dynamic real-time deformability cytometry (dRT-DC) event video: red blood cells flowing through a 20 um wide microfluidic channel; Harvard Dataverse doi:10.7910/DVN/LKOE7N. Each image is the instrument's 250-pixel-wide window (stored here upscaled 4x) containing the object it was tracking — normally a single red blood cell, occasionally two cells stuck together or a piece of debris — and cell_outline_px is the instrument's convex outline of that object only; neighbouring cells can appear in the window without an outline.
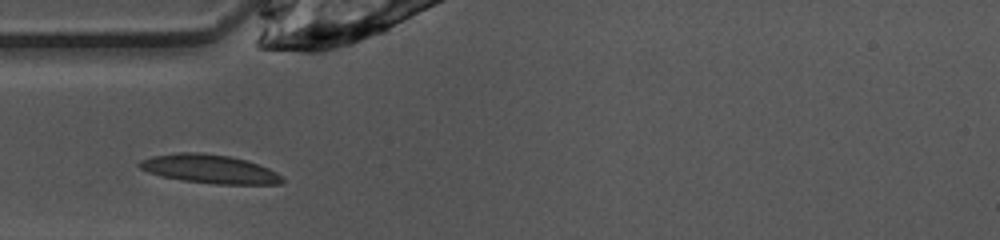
{"species": "common noctule bat (a hibernating species)", "species_latin": "Nyctalus noctula", "temperature_condition": "warm", "stored_images_in_passage": 22, "camera_frame_rate_fps": 3000, "um_per_image_px": 0.085, "animal": {"sex": "female", "body_mass_g": 10.0, "forearm_length_mm": 53.1}, "frame": {"image": 1, "passage_image": 1, "time_ms": 0.0, "image_size_px": [1000, 240], "cell_outline_px": [[284, 180], [280, 184], [216, 184], [184, 180], [160, 176], [148, 172], [140, 168], [136, 164], [140, 160], [152, 156], [176, 152], [204, 152], [232, 156], [268, 168], [276, 172]], "centroid_in_image_um": [17.76, 14.35], "position_along_channel_um": 67.2, "area_um2": 23.87}}
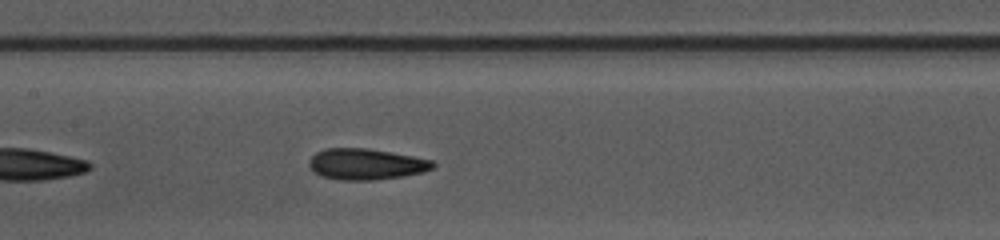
{"frame": {"image": 2, "passage_image": 9, "time_ms": 2.667, "image_size_px": [1000, 240], "cell_outline_px": [[436, 164], [432, 168], [424, 172], [400, 176], [372, 180], [340, 180], [324, 176], [316, 172], [308, 164], [308, 160], [316, 152], [324, 148], [368, 148], [392, 152], [432, 160]], "centroid_in_image_um": [31.11, 13.94], "position_along_channel_um": 176.3, "area_um2": 22.25}}
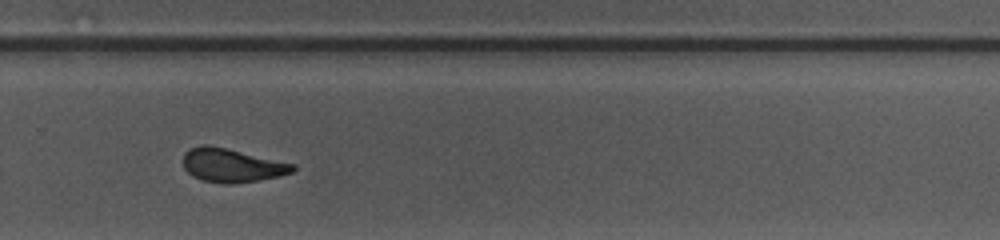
{"frame": {"image": 3, "passage_image": 19, "time_ms": 6.0, "image_size_px": [1000, 240], "cell_outline_px": [[296, 168], [292, 172], [280, 176], [260, 180], [232, 184], [224, 184], [204, 180], [192, 176], [184, 168], [184, 152], [192, 148], [204, 144], [208, 144], [296, 164]], "centroid_in_image_um": [19.73, 14.06], "position_along_channel_um": 310.1, "area_um2": 21.44}}